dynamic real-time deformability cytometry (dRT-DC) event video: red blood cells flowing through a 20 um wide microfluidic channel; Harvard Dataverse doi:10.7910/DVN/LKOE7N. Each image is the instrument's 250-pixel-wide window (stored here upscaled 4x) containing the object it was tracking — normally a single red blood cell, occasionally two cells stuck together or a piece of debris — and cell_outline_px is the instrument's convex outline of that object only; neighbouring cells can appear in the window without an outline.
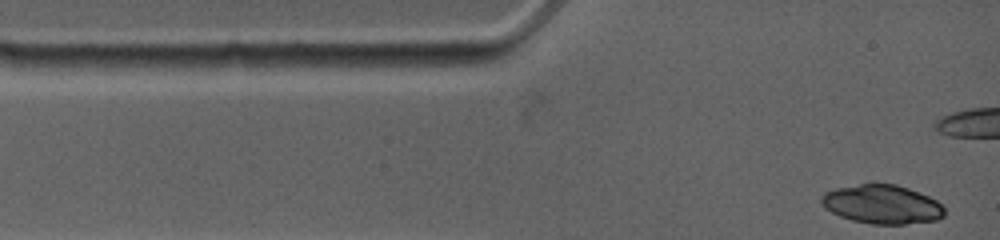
{"species": "common noctule bat (a hibernating species)", "species_latin": "Nyctalus noctula", "temperature_condition": "warm", "stored_images_in_passage": 7, "camera_frame_rate_fps": 4500, "um_per_image_px": 0.085, "animal": {"sex": "female", "body_mass_g": 19.0, "forearm_length_mm": 53.3}, "frame": {"image": 1, "passage_image": 1, "time_ms": 0.0, "image_size_px": [1000, 240], "cell_outline_px": [[944, 216], [936, 220], [904, 224], [872, 224], [852, 220], [840, 216], [824, 208], [820, 200], [820, 196], [824, 192], [836, 188], [860, 184], [896, 184], [908, 188], [928, 196], [936, 200], [944, 208]], "centroid_in_image_um": [74.95, 17.37], "position_along_channel_um": 10.0, "area_um2": 27.8}}